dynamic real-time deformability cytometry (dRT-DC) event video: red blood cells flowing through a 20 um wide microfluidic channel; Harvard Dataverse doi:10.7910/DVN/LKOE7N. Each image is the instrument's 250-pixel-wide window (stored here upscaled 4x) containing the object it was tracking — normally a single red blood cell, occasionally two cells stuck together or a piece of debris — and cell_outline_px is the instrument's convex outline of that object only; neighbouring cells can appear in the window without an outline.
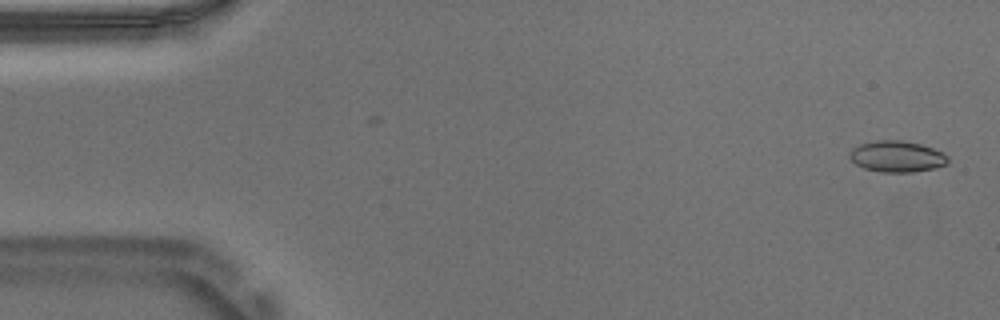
{"species": "Egyptian fruit bat (a non-hibernating species)", "species_latin": "Rousettus aegyptiacus", "temperature_condition": "warm", "stored_images_in_passage": 54, "camera_frame_rate_fps": 3000, "um_per_image_px": 0.085, "animal": {"sex": "male"}, "frame": {"image": 1, "passage_image": 2, "time_ms": 0.333, "image_size_px": [1000, 320], "cell_outline_px": [[948, 164], [936, 168], [912, 172], [880, 172], [864, 168], [856, 164], [848, 156], [848, 152], [852, 148], [860, 144], [876, 140], [900, 140], [920, 144], [944, 152], [948, 156]], "centroid_in_image_um": [76.24, 13.3], "position_along_channel_um": 8.8, "area_um2": 18.03}}
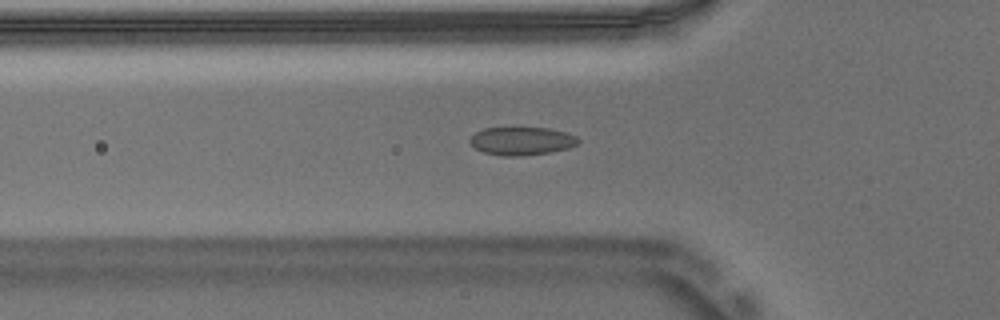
{"frame": {"image": 2, "passage_image": 18, "time_ms": 5.667, "image_size_px": [1000, 320], "cell_outline_px": [[580, 140], [576, 144], [568, 148], [548, 152], [520, 156], [504, 156], [484, 152], [476, 148], [468, 140], [476, 132], [484, 128], [548, 128], [564, 132], [576, 136]], "centroid_in_image_um": [44.33, 11.98], "position_along_channel_um": 81.5, "area_um2": 17.46}}
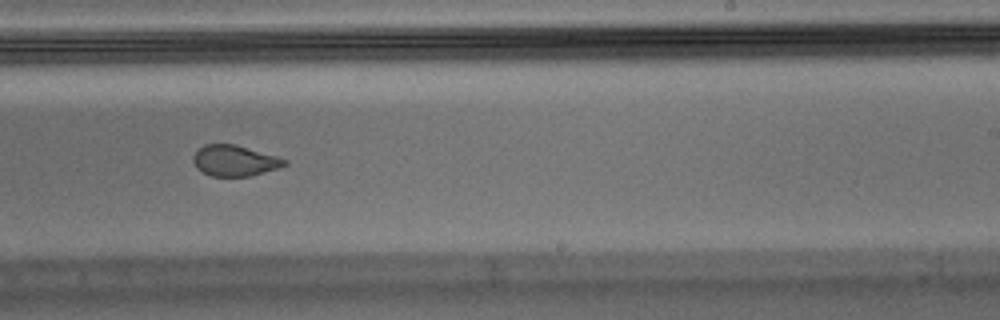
{"frame": {"image": 3, "passage_image": 33, "time_ms": 10.667, "image_size_px": [1000, 320], "cell_outline_px": [[288, 164], [276, 168], [248, 176], [212, 176], [196, 168], [192, 160], [192, 156], [204, 144], [236, 144], [276, 156], [288, 160]], "centroid_in_image_um": [19.92, 13.64], "position_along_channel_um": 269.1, "area_um2": 16.24}}